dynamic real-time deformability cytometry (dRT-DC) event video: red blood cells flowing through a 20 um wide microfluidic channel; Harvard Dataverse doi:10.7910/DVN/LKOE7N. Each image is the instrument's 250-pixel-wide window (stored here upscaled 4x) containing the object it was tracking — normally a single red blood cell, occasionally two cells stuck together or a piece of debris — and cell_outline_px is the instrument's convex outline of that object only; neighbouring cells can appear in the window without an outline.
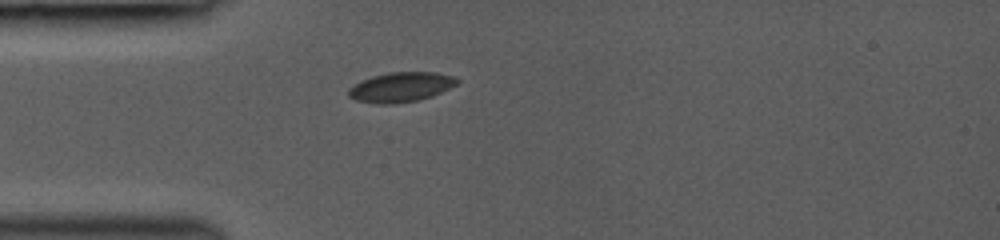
{"species": "common noctule bat (a hibernating species)", "species_latin": "Nyctalus noctula", "temperature_condition": "room temperature", "stored_images_in_passage": 33, "camera_frame_rate_fps": 3000, "um_per_image_px": 0.085, "animal": {"sex": "female", "body_mass_g": 19.0, "forearm_length_mm": 53.3}, "frame": {"image": 1, "passage_image": 1, "time_ms": 0.0, "image_size_px": [1000, 240], "cell_outline_px": [[460, 80], [456, 84], [432, 96], [416, 100], [392, 104], [376, 104], [356, 100], [348, 96], [348, 88], [372, 76], [388, 72], [436, 72], [452, 76]], "centroid_in_image_um": [34.05, 7.4], "position_along_channel_um": 50.9, "area_um2": 18.61}}
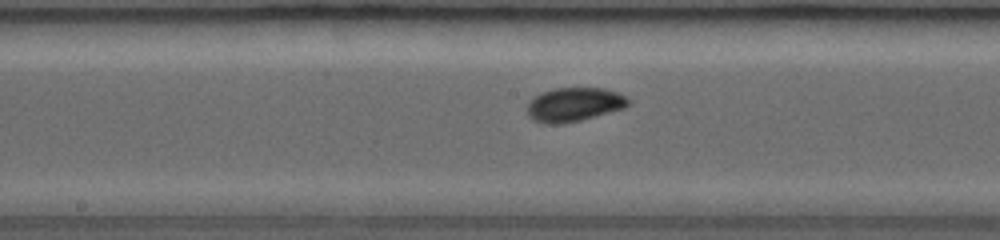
{"frame": {"image": 2, "passage_image": 12, "time_ms": 3.667, "image_size_px": [1000, 240], "cell_outline_px": [[632, 100], [624, 108], [580, 120], [560, 124], [544, 124], [532, 120], [528, 116], [528, 104], [532, 96], [540, 92], [556, 88], [604, 88], [616, 92]], "centroid_in_image_um": [48.76, 8.88], "position_along_channel_um": 199.4, "area_um2": 20.06}}
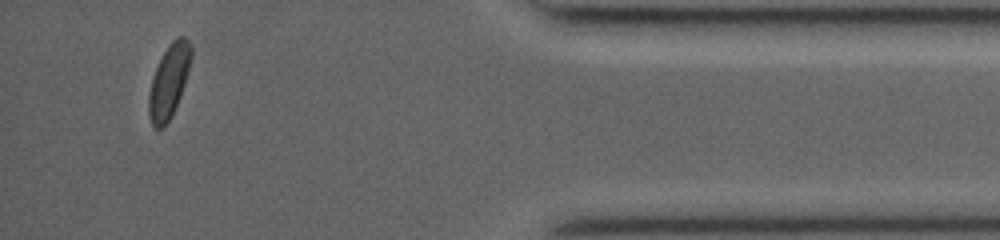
{"frame": {"image": 3, "passage_image": 30, "time_ms": 9.667, "image_size_px": [1000, 240], "cell_outline_px": [[192, 56], [188, 72], [180, 96], [172, 116], [160, 128], [156, 128], [152, 124], [148, 112], [148, 96], [152, 76], [168, 44], [176, 36], [184, 36], [188, 40], [192, 48]], "centroid_in_image_um": [14.36, 6.86], "position_along_channel_um": 420.8, "area_um2": 17.98}, "authors_computed_cell_mechanics": {"area_um2": 19.0162, "velocity_mm_per_s": 4.2894, "shape_relaxation_time_tau1_ms": 2.1856, "shape_relaxation_time_tau2_ms": null, "deformation_change_tau1": 0.0815, "deformation_change_tau2": null}}